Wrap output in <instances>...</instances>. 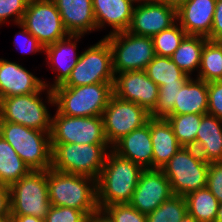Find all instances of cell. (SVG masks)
Masks as SVG:
<instances>
[{
    "instance_id": "1",
    "label": "cell",
    "mask_w": 222,
    "mask_h": 222,
    "mask_svg": "<svg viewBox=\"0 0 222 222\" xmlns=\"http://www.w3.org/2000/svg\"><path fill=\"white\" fill-rule=\"evenodd\" d=\"M143 170L139 164L111 149L96 180L99 210L108 205L129 204Z\"/></svg>"
},
{
    "instance_id": "2",
    "label": "cell",
    "mask_w": 222,
    "mask_h": 222,
    "mask_svg": "<svg viewBox=\"0 0 222 222\" xmlns=\"http://www.w3.org/2000/svg\"><path fill=\"white\" fill-rule=\"evenodd\" d=\"M48 196L53 206L70 207L84 211L88 216L99 210L97 205L96 179L47 170Z\"/></svg>"
},
{
    "instance_id": "3",
    "label": "cell",
    "mask_w": 222,
    "mask_h": 222,
    "mask_svg": "<svg viewBox=\"0 0 222 222\" xmlns=\"http://www.w3.org/2000/svg\"><path fill=\"white\" fill-rule=\"evenodd\" d=\"M0 135L14 148L30 170L52 168L50 133L18 123L0 121Z\"/></svg>"
},
{
    "instance_id": "4",
    "label": "cell",
    "mask_w": 222,
    "mask_h": 222,
    "mask_svg": "<svg viewBox=\"0 0 222 222\" xmlns=\"http://www.w3.org/2000/svg\"><path fill=\"white\" fill-rule=\"evenodd\" d=\"M57 112L72 117L102 116L113 95V83L52 89Z\"/></svg>"
},
{
    "instance_id": "5",
    "label": "cell",
    "mask_w": 222,
    "mask_h": 222,
    "mask_svg": "<svg viewBox=\"0 0 222 222\" xmlns=\"http://www.w3.org/2000/svg\"><path fill=\"white\" fill-rule=\"evenodd\" d=\"M52 169L97 180L105 164L109 144L51 143Z\"/></svg>"
},
{
    "instance_id": "6",
    "label": "cell",
    "mask_w": 222,
    "mask_h": 222,
    "mask_svg": "<svg viewBox=\"0 0 222 222\" xmlns=\"http://www.w3.org/2000/svg\"><path fill=\"white\" fill-rule=\"evenodd\" d=\"M46 91V99L54 106L52 89L44 85L38 92L28 95H17L0 99V121L21 124L40 131L51 132L52 114L48 111L42 92ZM41 94V95H40Z\"/></svg>"
},
{
    "instance_id": "7",
    "label": "cell",
    "mask_w": 222,
    "mask_h": 222,
    "mask_svg": "<svg viewBox=\"0 0 222 222\" xmlns=\"http://www.w3.org/2000/svg\"><path fill=\"white\" fill-rule=\"evenodd\" d=\"M209 164L194 147L182 146L161 169L168 178L174 195L206 188Z\"/></svg>"
},
{
    "instance_id": "8",
    "label": "cell",
    "mask_w": 222,
    "mask_h": 222,
    "mask_svg": "<svg viewBox=\"0 0 222 222\" xmlns=\"http://www.w3.org/2000/svg\"><path fill=\"white\" fill-rule=\"evenodd\" d=\"M10 215L45 218L51 207L47 170H31L10 187Z\"/></svg>"
},
{
    "instance_id": "9",
    "label": "cell",
    "mask_w": 222,
    "mask_h": 222,
    "mask_svg": "<svg viewBox=\"0 0 222 222\" xmlns=\"http://www.w3.org/2000/svg\"><path fill=\"white\" fill-rule=\"evenodd\" d=\"M112 50L103 38L80 54L68 79L56 87H77L96 83H113Z\"/></svg>"
},
{
    "instance_id": "10",
    "label": "cell",
    "mask_w": 222,
    "mask_h": 222,
    "mask_svg": "<svg viewBox=\"0 0 222 222\" xmlns=\"http://www.w3.org/2000/svg\"><path fill=\"white\" fill-rule=\"evenodd\" d=\"M104 38L112 50L114 74L145 70L155 57L152 37L122 31L106 35Z\"/></svg>"
},
{
    "instance_id": "11",
    "label": "cell",
    "mask_w": 222,
    "mask_h": 222,
    "mask_svg": "<svg viewBox=\"0 0 222 222\" xmlns=\"http://www.w3.org/2000/svg\"><path fill=\"white\" fill-rule=\"evenodd\" d=\"M51 143L109 144L102 116L72 117L55 112L52 116Z\"/></svg>"
},
{
    "instance_id": "12",
    "label": "cell",
    "mask_w": 222,
    "mask_h": 222,
    "mask_svg": "<svg viewBox=\"0 0 222 222\" xmlns=\"http://www.w3.org/2000/svg\"><path fill=\"white\" fill-rule=\"evenodd\" d=\"M20 24L44 47L69 36L53 0H29Z\"/></svg>"
},
{
    "instance_id": "13",
    "label": "cell",
    "mask_w": 222,
    "mask_h": 222,
    "mask_svg": "<svg viewBox=\"0 0 222 222\" xmlns=\"http://www.w3.org/2000/svg\"><path fill=\"white\" fill-rule=\"evenodd\" d=\"M150 113L140 105L112 95L102 113L104 133L112 147L123 136L148 123Z\"/></svg>"
},
{
    "instance_id": "14",
    "label": "cell",
    "mask_w": 222,
    "mask_h": 222,
    "mask_svg": "<svg viewBox=\"0 0 222 222\" xmlns=\"http://www.w3.org/2000/svg\"><path fill=\"white\" fill-rule=\"evenodd\" d=\"M159 86L146 74L145 70L117 73L114 76L113 95L131 101L146 109H154L158 99Z\"/></svg>"
},
{
    "instance_id": "15",
    "label": "cell",
    "mask_w": 222,
    "mask_h": 222,
    "mask_svg": "<svg viewBox=\"0 0 222 222\" xmlns=\"http://www.w3.org/2000/svg\"><path fill=\"white\" fill-rule=\"evenodd\" d=\"M170 182L161 169H144L130 205L148 215L173 196Z\"/></svg>"
},
{
    "instance_id": "16",
    "label": "cell",
    "mask_w": 222,
    "mask_h": 222,
    "mask_svg": "<svg viewBox=\"0 0 222 222\" xmlns=\"http://www.w3.org/2000/svg\"><path fill=\"white\" fill-rule=\"evenodd\" d=\"M176 22V9L153 1L134 7L131 24L127 31L139 36L153 37Z\"/></svg>"
},
{
    "instance_id": "17",
    "label": "cell",
    "mask_w": 222,
    "mask_h": 222,
    "mask_svg": "<svg viewBox=\"0 0 222 222\" xmlns=\"http://www.w3.org/2000/svg\"><path fill=\"white\" fill-rule=\"evenodd\" d=\"M44 81L22 65L0 58V99L38 92Z\"/></svg>"
},
{
    "instance_id": "18",
    "label": "cell",
    "mask_w": 222,
    "mask_h": 222,
    "mask_svg": "<svg viewBox=\"0 0 222 222\" xmlns=\"http://www.w3.org/2000/svg\"><path fill=\"white\" fill-rule=\"evenodd\" d=\"M83 35H69L68 37L56 41L44 47V52L46 53L47 65L52 71L56 72L53 84H47L44 80V85L48 88L53 89L56 86L62 85L70 76V73L74 66L77 64L79 59V54H77V42Z\"/></svg>"
},
{
    "instance_id": "19",
    "label": "cell",
    "mask_w": 222,
    "mask_h": 222,
    "mask_svg": "<svg viewBox=\"0 0 222 222\" xmlns=\"http://www.w3.org/2000/svg\"><path fill=\"white\" fill-rule=\"evenodd\" d=\"M217 0H187L177 10V22L187 35H199L210 40Z\"/></svg>"
},
{
    "instance_id": "20",
    "label": "cell",
    "mask_w": 222,
    "mask_h": 222,
    "mask_svg": "<svg viewBox=\"0 0 222 222\" xmlns=\"http://www.w3.org/2000/svg\"><path fill=\"white\" fill-rule=\"evenodd\" d=\"M69 35L97 30L92 0H53Z\"/></svg>"
},
{
    "instance_id": "21",
    "label": "cell",
    "mask_w": 222,
    "mask_h": 222,
    "mask_svg": "<svg viewBox=\"0 0 222 222\" xmlns=\"http://www.w3.org/2000/svg\"><path fill=\"white\" fill-rule=\"evenodd\" d=\"M112 150L119 156L139 164L144 169H152V141L150 119L144 126L123 136L113 146Z\"/></svg>"
},
{
    "instance_id": "22",
    "label": "cell",
    "mask_w": 222,
    "mask_h": 222,
    "mask_svg": "<svg viewBox=\"0 0 222 222\" xmlns=\"http://www.w3.org/2000/svg\"><path fill=\"white\" fill-rule=\"evenodd\" d=\"M97 30L111 26L109 34L127 31L132 20L133 5L129 0H92Z\"/></svg>"
},
{
    "instance_id": "23",
    "label": "cell",
    "mask_w": 222,
    "mask_h": 222,
    "mask_svg": "<svg viewBox=\"0 0 222 222\" xmlns=\"http://www.w3.org/2000/svg\"><path fill=\"white\" fill-rule=\"evenodd\" d=\"M150 133L153 149L152 169H162L182 147L167 119L150 118Z\"/></svg>"
},
{
    "instance_id": "24",
    "label": "cell",
    "mask_w": 222,
    "mask_h": 222,
    "mask_svg": "<svg viewBox=\"0 0 222 222\" xmlns=\"http://www.w3.org/2000/svg\"><path fill=\"white\" fill-rule=\"evenodd\" d=\"M195 149L208 163L222 161V120L203 114L196 134Z\"/></svg>"
},
{
    "instance_id": "25",
    "label": "cell",
    "mask_w": 222,
    "mask_h": 222,
    "mask_svg": "<svg viewBox=\"0 0 222 222\" xmlns=\"http://www.w3.org/2000/svg\"><path fill=\"white\" fill-rule=\"evenodd\" d=\"M207 110V82L190 77L178 90L177 100L170 115L206 114Z\"/></svg>"
},
{
    "instance_id": "26",
    "label": "cell",
    "mask_w": 222,
    "mask_h": 222,
    "mask_svg": "<svg viewBox=\"0 0 222 222\" xmlns=\"http://www.w3.org/2000/svg\"><path fill=\"white\" fill-rule=\"evenodd\" d=\"M208 41L199 35H186L180 46L175 50L171 59L189 77L196 70L198 73L202 49Z\"/></svg>"
},
{
    "instance_id": "27",
    "label": "cell",
    "mask_w": 222,
    "mask_h": 222,
    "mask_svg": "<svg viewBox=\"0 0 222 222\" xmlns=\"http://www.w3.org/2000/svg\"><path fill=\"white\" fill-rule=\"evenodd\" d=\"M30 171L14 148L0 135V185L10 187Z\"/></svg>"
},
{
    "instance_id": "28",
    "label": "cell",
    "mask_w": 222,
    "mask_h": 222,
    "mask_svg": "<svg viewBox=\"0 0 222 222\" xmlns=\"http://www.w3.org/2000/svg\"><path fill=\"white\" fill-rule=\"evenodd\" d=\"M184 197L189 215L198 222H215L220 203L207 187L193 191Z\"/></svg>"
},
{
    "instance_id": "29",
    "label": "cell",
    "mask_w": 222,
    "mask_h": 222,
    "mask_svg": "<svg viewBox=\"0 0 222 222\" xmlns=\"http://www.w3.org/2000/svg\"><path fill=\"white\" fill-rule=\"evenodd\" d=\"M145 72L159 87L164 84L185 83L190 78L173 62L171 57L158 55H155L147 65Z\"/></svg>"
},
{
    "instance_id": "30",
    "label": "cell",
    "mask_w": 222,
    "mask_h": 222,
    "mask_svg": "<svg viewBox=\"0 0 222 222\" xmlns=\"http://www.w3.org/2000/svg\"><path fill=\"white\" fill-rule=\"evenodd\" d=\"M196 78L205 82L222 80V48L216 41L208 40L201 54V63Z\"/></svg>"
},
{
    "instance_id": "31",
    "label": "cell",
    "mask_w": 222,
    "mask_h": 222,
    "mask_svg": "<svg viewBox=\"0 0 222 222\" xmlns=\"http://www.w3.org/2000/svg\"><path fill=\"white\" fill-rule=\"evenodd\" d=\"M203 114L169 115L166 119L170 123L177 141L185 147H194L196 134Z\"/></svg>"
},
{
    "instance_id": "32",
    "label": "cell",
    "mask_w": 222,
    "mask_h": 222,
    "mask_svg": "<svg viewBox=\"0 0 222 222\" xmlns=\"http://www.w3.org/2000/svg\"><path fill=\"white\" fill-rule=\"evenodd\" d=\"M186 213L185 197L173 195L147 215V222H180Z\"/></svg>"
},
{
    "instance_id": "33",
    "label": "cell",
    "mask_w": 222,
    "mask_h": 222,
    "mask_svg": "<svg viewBox=\"0 0 222 222\" xmlns=\"http://www.w3.org/2000/svg\"><path fill=\"white\" fill-rule=\"evenodd\" d=\"M186 35L187 33L178 22L154 35L152 39L155 55L171 57Z\"/></svg>"
},
{
    "instance_id": "34",
    "label": "cell",
    "mask_w": 222,
    "mask_h": 222,
    "mask_svg": "<svg viewBox=\"0 0 222 222\" xmlns=\"http://www.w3.org/2000/svg\"><path fill=\"white\" fill-rule=\"evenodd\" d=\"M184 83L164 84L159 87L158 99L154 109L150 112L151 118L166 119L173 111L177 100L178 90Z\"/></svg>"
},
{
    "instance_id": "35",
    "label": "cell",
    "mask_w": 222,
    "mask_h": 222,
    "mask_svg": "<svg viewBox=\"0 0 222 222\" xmlns=\"http://www.w3.org/2000/svg\"><path fill=\"white\" fill-rule=\"evenodd\" d=\"M102 211L112 222H147V215L140 213L130 204L108 205Z\"/></svg>"
},
{
    "instance_id": "36",
    "label": "cell",
    "mask_w": 222,
    "mask_h": 222,
    "mask_svg": "<svg viewBox=\"0 0 222 222\" xmlns=\"http://www.w3.org/2000/svg\"><path fill=\"white\" fill-rule=\"evenodd\" d=\"M88 215L82 211L70 207L51 205L44 218L45 222H87Z\"/></svg>"
},
{
    "instance_id": "37",
    "label": "cell",
    "mask_w": 222,
    "mask_h": 222,
    "mask_svg": "<svg viewBox=\"0 0 222 222\" xmlns=\"http://www.w3.org/2000/svg\"><path fill=\"white\" fill-rule=\"evenodd\" d=\"M29 0H0V25L5 21L19 24L26 11ZM15 17V18H14ZM10 18H13L12 20Z\"/></svg>"
},
{
    "instance_id": "38",
    "label": "cell",
    "mask_w": 222,
    "mask_h": 222,
    "mask_svg": "<svg viewBox=\"0 0 222 222\" xmlns=\"http://www.w3.org/2000/svg\"><path fill=\"white\" fill-rule=\"evenodd\" d=\"M22 30L15 34L14 44L21 49L22 54L44 52V46L20 23L17 24Z\"/></svg>"
},
{
    "instance_id": "39",
    "label": "cell",
    "mask_w": 222,
    "mask_h": 222,
    "mask_svg": "<svg viewBox=\"0 0 222 222\" xmlns=\"http://www.w3.org/2000/svg\"><path fill=\"white\" fill-rule=\"evenodd\" d=\"M208 110L207 113L222 120V80L207 82Z\"/></svg>"
},
{
    "instance_id": "40",
    "label": "cell",
    "mask_w": 222,
    "mask_h": 222,
    "mask_svg": "<svg viewBox=\"0 0 222 222\" xmlns=\"http://www.w3.org/2000/svg\"><path fill=\"white\" fill-rule=\"evenodd\" d=\"M206 187L222 203V161L209 164Z\"/></svg>"
},
{
    "instance_id": "41",
    "label": "cell",
    "mask_w": 222,
    "mask_h": 222,
    "mask_svg": "<svg viewBox=\"0 0 222 222\" xmlns=\"http://www.w3.org/2000/svg\"><path fill=\"white\" fill-rule=\"evenodd\" d=\"M222 39V0H217L213 16L210 41Z\"/></svg>"
},
{
    "instance_id": "42",
    "label": "cell",
    "mask_w": 222,
    "mask_h": 222,
    "mask_svg": "<svg viewBox=\"0 0 222 222\" xmlns=\"http://www.w3.org/2000/svg\"><path fill=\"white\" fill-rule=\"evenodd\" d=\"M10 220V188L0 185V222Z\"/></svg>"
},
{
    "instance_id": "43",
    "label": "cell",
    "mask_w": 222,
    "mask_h": 222,
    "mask_svg": "<svg viewBox=\"0 0 222 222\" xmlns=\"http://www.w3.org/2000/svg\"><path fill=\"white\" fill-rule=\"evenodd\" d=\"M9 222H45L43 218L32 215H10Z\"/></svg>"
},
{
    "instance_id": "44",
    "label": "cell",
    "mask_w": 222,
    "mask_h": 222,
    "mask_svg": "<svg viewBox=\"0 0 222 222\" xmlns=\"http://www.w3.org/2000/svg\"><path fill=\"white\" fill-rule=\"evenodd\" d=\"M87 222H112V221L102 210H98L97 212L91 214L88 217Z\"/></svg>"
},
{
    "instance_id": "45",
    "label": "cell",
    "mask_w": 222,
    "mask_h": 222,
    "mask_svg": "<svg viewBox=\"0 0 222 222\" xmlns=\"http://www.w3.org/2000/svg\"><path fill=\"white\" fill-rule=\"evenodd\" d=\"M178 10L187 0H154Z\"/></svg>"
},
{
    "instance_id": "46",
    "label": "cell",
    "mask_w": 222,
    "mask_h": 222,
    "mask_svg": "<svg viewBox=\"0 0 222 222\" xmlns=\"http://www.w3.org/2000/svg\"><path fill=\"white\" fill-rule=\"evenodd\" d=\"M180 222H198L194 217L186 213L183 219Z\"/></svg>"
},
{
    "instance_id": "47",
    "label": "cell",
    "mask_w": 222,
    "mask_h": 222,
    "mask_svg": "<svg viewBox=\"0 0 222 222\" xmlns=\"http://www.w3.org/2000/svg\"><path fill=\"white\" fill-rule=\"evenodd\" d=\"M133 5H135L134 3H137V5H143L146 3H151L154 0H129Z\"/></svg>"
},
{
    "instance_id": "48",
    "label": "cell",
    "mask_w": 222,
    "mask_h": 222,
    "mask_svg": "<svg viewBox=\"0 0 222 222\" xmlns=\"http://www.w3.org/2000/svg\"><path fill=\"white\" fill-rule=\"evenodd\" d=\"M215 222H222V203L219 204V209L217 211V217Z\"/></svg>"
},
{
    "instance_id": "49",
    "label": "cell",
    "mask_w": 222,
    "mask_h": 222,
    "mask_svg": "<svg viewBox=\"0 0 222 222\" xmlns=\"http://www.w3.org/2000/svg\"><path fill=\"white\" fill-rule=\"evenodd\" d=\"M220 46H221V48H222V39H219V40H217L216 41Z\"/></svg>"
}]
</instances>
